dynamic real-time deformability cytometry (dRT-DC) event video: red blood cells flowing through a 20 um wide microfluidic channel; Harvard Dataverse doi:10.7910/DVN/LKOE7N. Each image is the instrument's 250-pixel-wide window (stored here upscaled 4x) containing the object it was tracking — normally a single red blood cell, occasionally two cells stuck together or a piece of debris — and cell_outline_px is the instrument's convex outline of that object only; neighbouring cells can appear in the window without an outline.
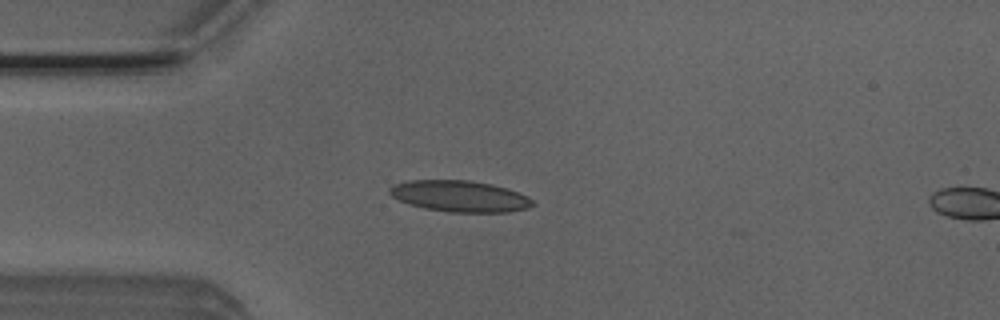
{"species": "Egyptian fruit bat (a non-hibernating species)", "species_latin": "Rousettus aegyptiacus", "temperature_condition": "room temperature", "stored_images_in_passage": 2, "camera_frame_rate_fps": 3000, "um_per_image_px": 0.085, "animal": {"sex": "male"}, "frame": {"image": 1, "passage_image": 1, "time_ms": 0.0, "image_size_px": [1000, 320], "cell_outline_px": [[536, 204], [528, 208], [508, 212], [448, 212], [424, 208], [408, 204], [392, 196], [388, 192], [388, 188], [392, 184], [408, 180], [468, 180], [492, 184], [528, 196]], "centroid_in_image_um": [39.04, 16.68], "position_along_channel_um": 46.0, "area_um2": 26.13}}